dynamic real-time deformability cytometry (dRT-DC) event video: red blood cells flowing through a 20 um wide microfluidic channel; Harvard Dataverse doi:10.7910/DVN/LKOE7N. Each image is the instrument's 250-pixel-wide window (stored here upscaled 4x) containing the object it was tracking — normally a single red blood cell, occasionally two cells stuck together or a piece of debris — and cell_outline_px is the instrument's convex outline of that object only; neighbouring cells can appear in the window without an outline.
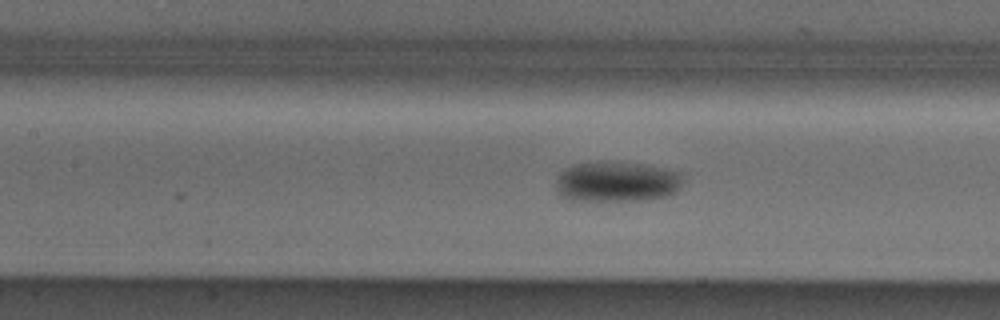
{"species": "Egyptian fruit bat (a non-hibernating species)", "species_latin": "Rousettus aegyptiacus", "temperature_condition": "cold", "stored_images_in_passage": 53, "camera_frame_rate_fps": 3000, "um_per_image_px": 0.085, "animal": {"sex": "male"}, "frame": {"image": 1, "passage_image": 23, "time_ms": 7.333, "image_size_px": [1000, 320], "cell_outline_px": [[684, 180], [680, 188], [676, 192], [668, 196], [644, 200], [572, 200], [560, 196], [556, 188], [556, 176], [564, 168], [572, 164], [596, 160], [640, 164], [680, 172]], "centroid_in_image_um": [52.39, 15.43], "position_along_channel_um": 155.0, "area_um2": 30.35}, "authors_computed_cell_mechanics": {"area_um2": 26.588, "velocity_mm_per_s": 3.8563, "shape_relaxation_time_tau1_ms": 3.8674, "shape_relaxation_time_tau2_ms": null, "deformation_change_tau1": 0.1044, "deformation_change_tau2": null}}